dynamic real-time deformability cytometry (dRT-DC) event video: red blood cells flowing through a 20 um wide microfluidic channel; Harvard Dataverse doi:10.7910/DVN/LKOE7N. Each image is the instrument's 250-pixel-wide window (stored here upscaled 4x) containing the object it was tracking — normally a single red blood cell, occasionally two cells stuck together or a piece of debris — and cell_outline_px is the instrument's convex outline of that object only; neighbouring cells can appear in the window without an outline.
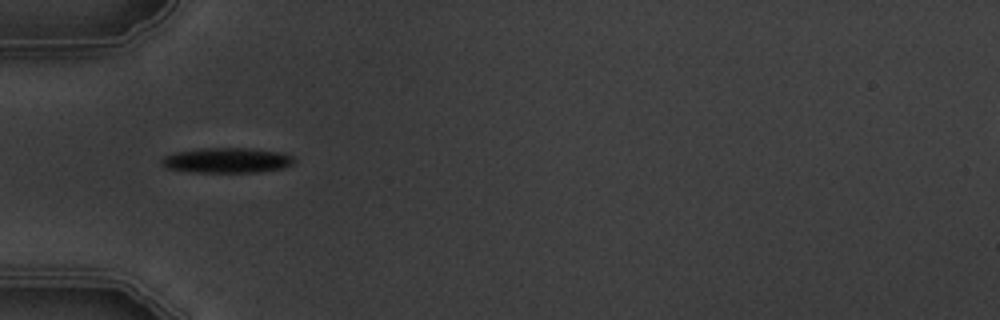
{"species": "common noctule bat (a hibernating species)", "species_latin": "Nyctalus noctula", "temperature_condition": "warm", "stored_images_in_passage": 4, "camera_frame_rate_fps": 3000, "um_per_image_px": 0.085, "animal": {"sex": "male", "body_mass_g": 19.5, "forearm_length_mm": 54.6}, "frame": {"image": 1, "passage_image": 1, "time_ms": 0.0, "image_size_px": [1000, 320], "cell_outline_px": [[296, 160], [292, 164], [284, 168], [256, 172], [188, 172], [164, 168], [160, 164], [160, 160], [164, 156], [176, 152], [200, 148], [252, 148], [276, 152], [292, 156]], "centroid_in_image_um": [19.23, 13.63], "position_along_channel_um": 65.8, "area_um2": 19.54}}
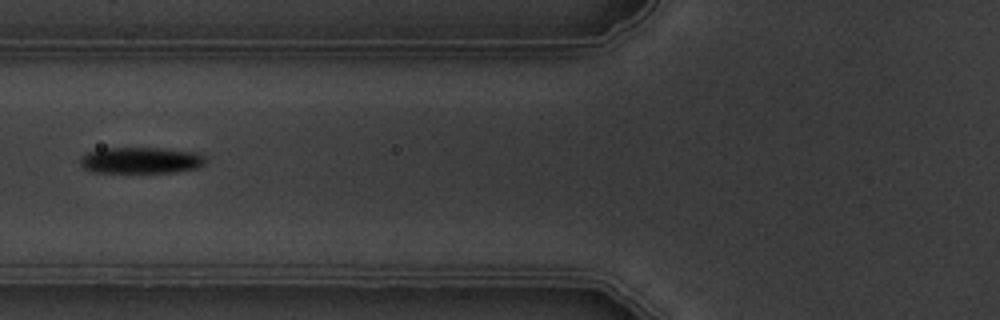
{"frame": {"image": 2, "passage_image": 2, "time_ms": 1.333, "image_size_px": [1000, 320], "cell_outline_px": [[208, 160], [204, 164], [196, 168], [176, 172], [92, 172], [84, 168], [80, 164], [80, 160], [88, 152], [100, 148], [164, 148], [196, 152], [204, 156]], "centroid_in_image_um": [12.01, 13.62], "position_along_channel_um": 113.8, "area_um2": 19.25}}